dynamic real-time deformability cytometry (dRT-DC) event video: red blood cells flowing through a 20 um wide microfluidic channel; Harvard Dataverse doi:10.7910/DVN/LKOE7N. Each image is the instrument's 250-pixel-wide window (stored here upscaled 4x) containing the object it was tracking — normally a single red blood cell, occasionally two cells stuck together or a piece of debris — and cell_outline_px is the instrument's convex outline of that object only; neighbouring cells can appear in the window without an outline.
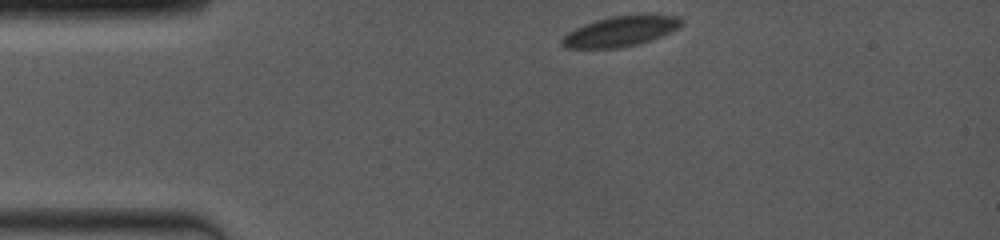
{"species": "common noctule bat (a hibernating species)", "species_latin": "Nyctalus noctula", "temperature_condition": "room temperature", "stored_images_in_passage": 26, "camera_frame_rate_fps": 4000, "um_per_image_px": 0.085, "animal": {"sex": "female", "body_mass_g": 19.0, "forearm_length_mm": 53.3}, "frame": {"image": 1, "passage_image": 1, "time_ms": 0.0, "image_size_px": [1000, 240], "cell_outline_px": [[684, 24], [652, 40], [640, 44], [624, 48], [564, 48], [560, 44], [560, 40], [568, 32], [584, 24], [596, 20], [612, 16], [644, 12], [648, 12], [680, 16], [684, 20]], "centroid_in_image_um": [52.81, 2.62], "position_along_channel_um": 32.2, "area_um2": 21.85}}
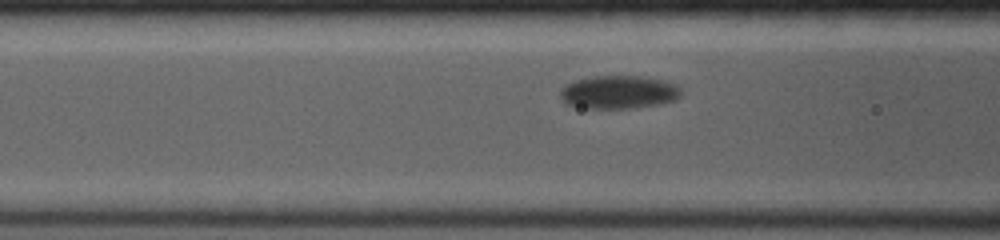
{"frame": {"image": 2, "passage_image": 16, "time_ms": 3.5, "image_size_px": [1000, 240], "cell_outline_px": [[680, 96], [676, 100], [660, 104], [632, 108], [588, 108], [564, 104], [560, 96], [560, 92], [564, 84], [576, 80], [596, 76], [640, 76], [664, 80], [676, 84], [680, 88]], "centroid_in_image_um": [52.59, 7.83], "position_along_channel_um": 114.0, "area_um2": 23.47}}
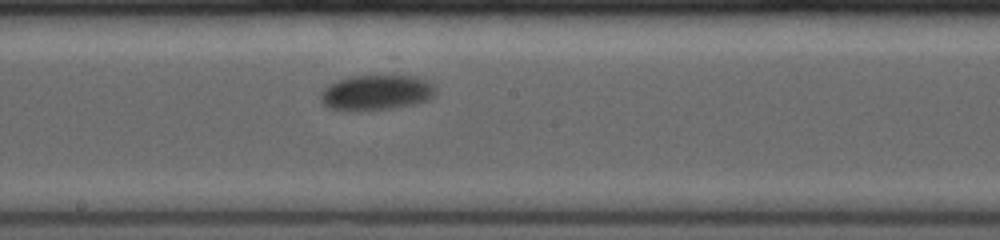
{"frame": {"image": 3, "passage_image": 26, "time_ms": 6.25, "image_size_px": [1000, 240], "cell_outline_px": [[436, 92], [428, 100], [416, 104], [392, 108], [328, 108], [320, 100], [320, 92], [328, 84], [340, 80], [356, 76], [412, 76], [428, 80], [436, 88]], "centroid_in_image_um": [32.03, 7.83], "position_along_channel_um": 216.2, "area_um2": 22.89}}